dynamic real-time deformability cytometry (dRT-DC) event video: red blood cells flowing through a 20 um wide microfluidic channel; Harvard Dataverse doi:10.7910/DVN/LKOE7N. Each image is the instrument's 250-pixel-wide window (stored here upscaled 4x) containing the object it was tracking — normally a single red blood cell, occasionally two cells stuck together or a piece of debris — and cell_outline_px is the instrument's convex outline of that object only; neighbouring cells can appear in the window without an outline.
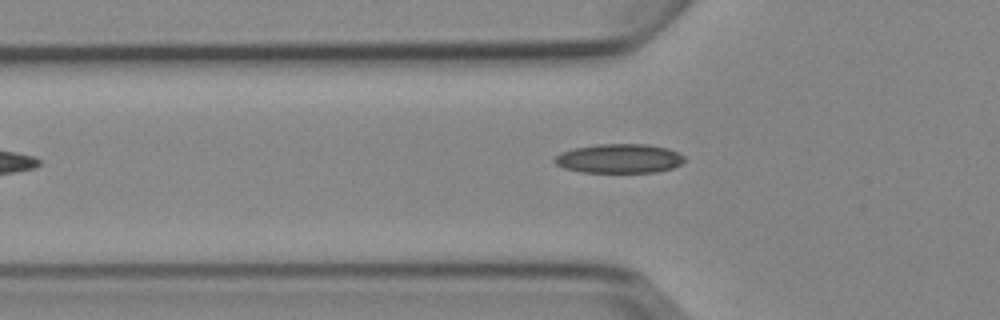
{"species": "Egyptian fruit bat (a non-hibernating species)", "species_latin": "Rousettus aegyptiacus", "temperature_condition": "cold", "stored_images_in_passage": 4, "camera_frame_rate_fps": 3000, "um_per_image_px": 0.085, "animal": {"sex": "female"}, "frame": {"image": 1, "passage_image": 4, "time_ms": 3.333, "image_size_px": [1000, 320], "cell_outline_px": [[684, 160], [680, 164], [672, 168], [656, 172], [580, 172], [564, 168], [556, 164], [552, 160], [560, 152], [572, 148], [596, 144], [648, 144], [668, 148], [684, 156]], "centroid_in_image_um": [52.59, 13.47], "position_along_channel_um": 73.2, "area_um2": 22.2}}